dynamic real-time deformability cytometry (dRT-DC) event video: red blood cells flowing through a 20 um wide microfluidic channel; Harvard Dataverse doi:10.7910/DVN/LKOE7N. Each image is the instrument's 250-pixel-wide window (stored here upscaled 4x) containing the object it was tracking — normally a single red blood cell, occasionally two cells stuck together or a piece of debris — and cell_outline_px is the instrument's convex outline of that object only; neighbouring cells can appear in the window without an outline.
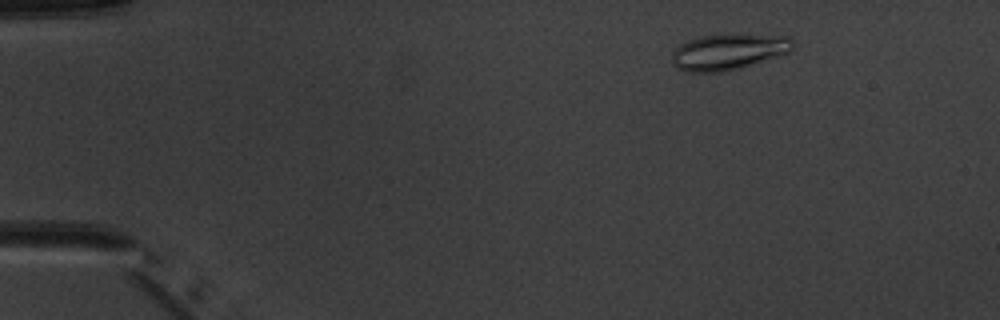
{"species": "common noctule bat (a hibernating species)", "species_latin": "Nyctalus noctula", "temperature_condition": "warm", "stored_images_in_passage": 6, "camera_frame_rate_fps": 3000, "um_per_image_px": 0.085, "animal": {"sex": "male", "body_mass_g": 20.1, "forearm_length_mm": 53.5}, "frame": {"image": 1, "passage_image": 3, "time_ms": 2.333, "image_size_px": [1000, 320], "cell_outline_px": [[792, 48], [788, 52], [776, 56], [724, 72], [688, 72], [676, 68], [672, 64], [672, 52], [680, 44], [688, 40], [700, 36], [728, 32], [788, 36], [792, 40]], "centroid_in_image_um": [61.86, 4.36], "position_along_channel_um": 23.1, "area_um2": 25.66}}